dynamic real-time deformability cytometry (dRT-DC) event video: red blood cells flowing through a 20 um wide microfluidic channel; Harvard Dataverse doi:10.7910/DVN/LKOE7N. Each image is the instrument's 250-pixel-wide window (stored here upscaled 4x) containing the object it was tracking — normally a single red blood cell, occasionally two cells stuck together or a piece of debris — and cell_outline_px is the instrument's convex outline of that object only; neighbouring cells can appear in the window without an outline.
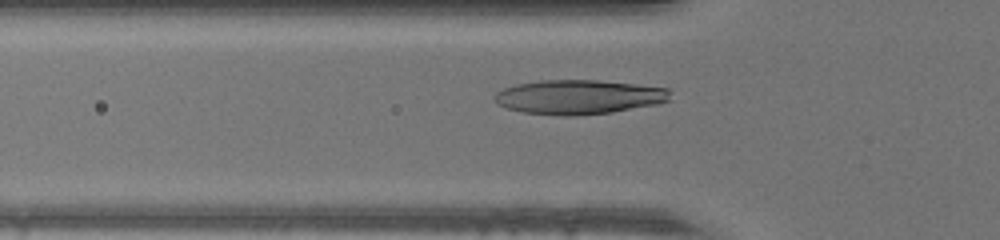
{"species": "human", "species_latin": "Homo sapiens", "temperature_condition": "warm", "stored_images_in_passage": 43, "camera_frame_rate_fps": 3000, "um_per_image_px": 0.085, "donor": {"sex": "male"}, "frame": {"image": 1, "passage_image": 11, "time_ms": 3.333, "image_size_px": [1000, 240], "cell_outline_px": [[672, 100], [656, 104], [612, 112], [576, 116], [564, 116], [524, 112], [508, 108], [496, 104], [492, 100], [492, 96], [496, 92], [504, 88], [516, 84], [540, 80], [600, 80], [636, 84], [668, 88]], "centroid_in_image_um": [49.18, 8.24], "position_along_channel_um": 76.6, "area_um2": 35.43}}
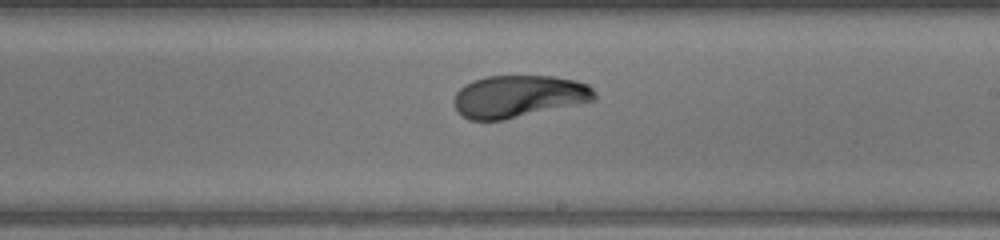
{"frame": {"image": 2, "passage_image": 23, "time_ms": 7.333, "image_size_px": [1000, 240], "cell_outline_px": [[596, 100], [504, 120], [468, 120], [456, 112], [452, 100], [456, 92], [464, 84], [472, 80], [484, 76], [556, 76], [576, 80], [588, 84], [596, 92]], "centroid_in_image_um": [44.05, 8.19], "position_along_channel_um": 244.9, "area_um2": 35.08}}
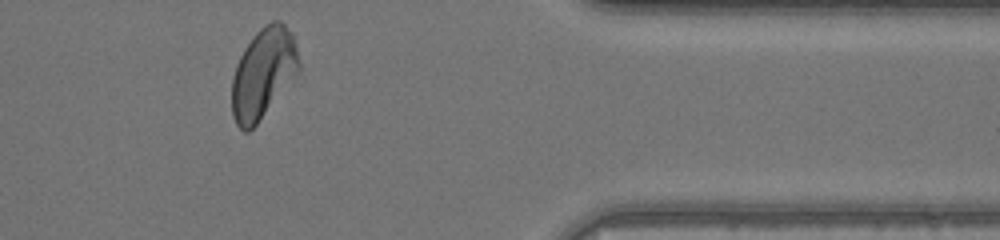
{"frame": {"image": 3, "passage_image": 35, "time_ms": 11.333, "image_size_px": [1000, 240], "cell_outline_px": [[300, 72], [256, 124], [248, 132], [244, 132], [236, 124], [232, 116], [232, 76], [236, 64], [244, 48], [252, 36], [264, 24], [272, 20], [280, 20], [292, 32], [296, 44], [300, 64]], "centroid_in_image_um": [22.38, 6.2], "position_along_channel_um": 389.0, "area_um2": 35.6}}